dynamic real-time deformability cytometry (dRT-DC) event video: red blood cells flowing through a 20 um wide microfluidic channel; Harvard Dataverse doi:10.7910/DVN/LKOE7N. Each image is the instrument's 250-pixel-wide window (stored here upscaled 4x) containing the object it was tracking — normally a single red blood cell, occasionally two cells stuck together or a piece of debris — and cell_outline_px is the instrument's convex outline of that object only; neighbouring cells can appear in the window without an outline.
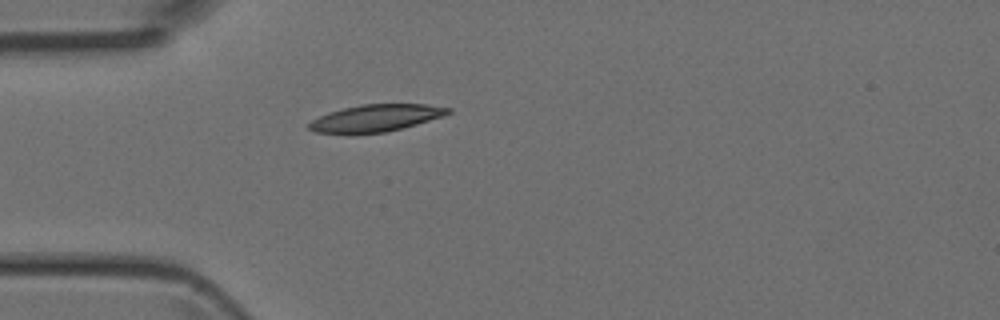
{"species": "Egyptian fruit bat (a non-hibernating species)", "species_latin": "Rousettus aegyptiacus", "temperature_condition": "room temperature", "stored_images_in_passage": 35, "camera_frame_rate_fps": 3000, "um_per_image_px": 0.085, "animal": {"sex": "female"}, "frame": {"image": 1, "passage_image": 1, "time_ms": 0.0, "image_size_px": [1000, 320], "cell_outline_px": [[452, 112], [444, 116], [416, 124], [384, 132], [348, 136], [316, 132], [308, 128], [308, 124], [312, 120], [328, 112], [344, 108], [364, 104], [428, 104], [452, 108]], "centroid_in_image_um": [31.91, 10.06], "position_along_channel_um": 53.1, "area_um2": 22.37}}
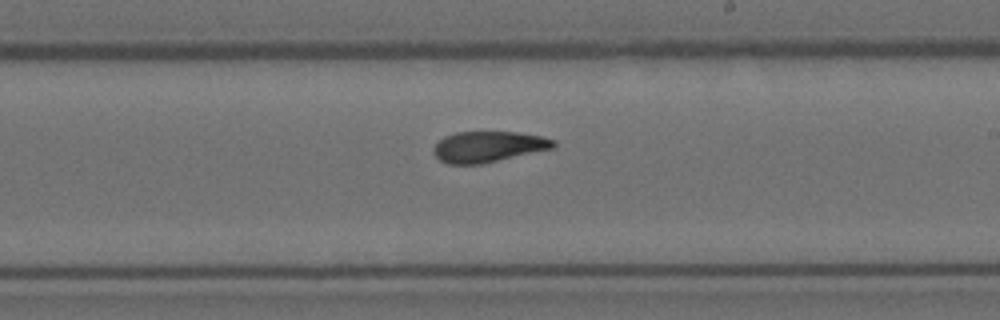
{"frame": {"image": 2, "passage_image": 15, "time_ms": 4.667, "image_size_px": [1000, 320], "cell_outline_px": [[556, 144], [552, 148], [480, 164], [448, 164], [440, 160], [436, 156], [432, 148], [444, 136], [456, 132], [516, 132], [540, 136], [556, 140]], "centroid_in_image_um": [41.47, 12.46], "position_along_channel_um": 247.5, "area_um2": 21.27}}
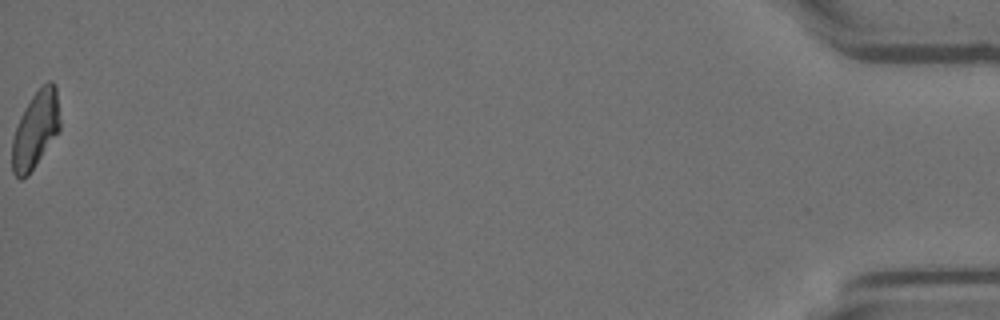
{"frame": {"image": 3, "passage_image": 35, "time_ms": 11.333, "image_size_px": [1000, 320], "cell_outline_px": [[60, 128], [28, 176], [20, 180], [12, 172], [12, 140], [20, 116], [24, 108], [32, 96], [48, 80], [52, 80], [56, 84], [60, 120]], "centroid_in_image_um": [3.01, 11.02], "position_along_channel_um": 432.2, "area_um2": 21.27}}